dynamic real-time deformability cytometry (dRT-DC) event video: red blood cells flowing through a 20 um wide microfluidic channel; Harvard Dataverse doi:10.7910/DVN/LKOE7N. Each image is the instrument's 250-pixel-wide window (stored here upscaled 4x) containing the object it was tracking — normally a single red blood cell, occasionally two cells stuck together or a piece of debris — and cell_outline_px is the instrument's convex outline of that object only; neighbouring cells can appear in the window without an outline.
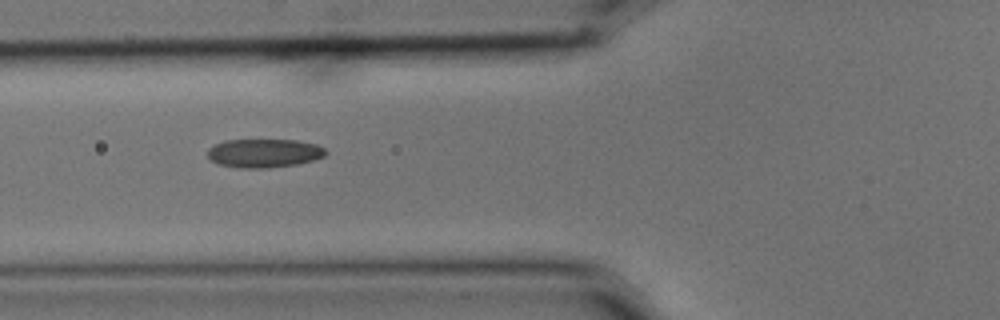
{"species": "common noctule bat (a hibernating species)", "species_latin": "Nyctalus noctula", "temperature_condition": "cold", "stored_images_in_passage": 14, "camera_frame_rate_fps": 3000, "um_per_image_px": 0.085, "animal": {"sex": "male", "body_mass_g": 15.6}, "frame": {"image": 1, "passage_image": 5, "time_ms": 1.333, "image_size_px": [1000, 320], "cell_outline_px": [[328, 152], [324, 156], [312, 160], [296, 164], [268, 168], [240, 168], [216, 164], [208, 156], [208, 148], [224, 140], [296, 140], [316, 144], [324, 148]], "centroid_in_image_um": [22.43, 13.02], "position_along_channel_um": 103.4, "area_um2": 19.71}}
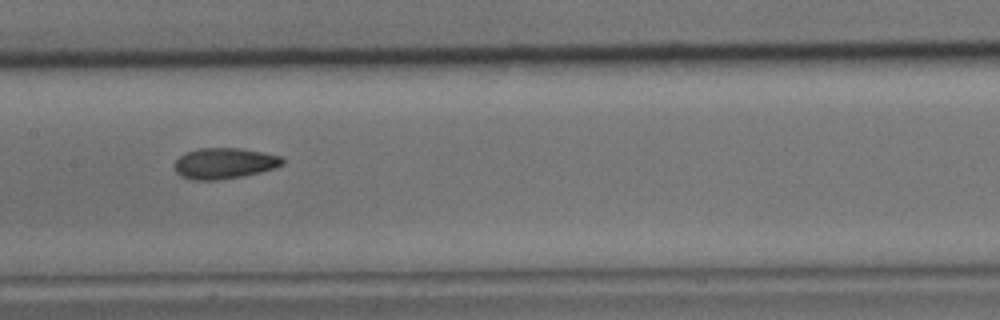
{"frame": {"image": 2, "passage_image": 7, "time_ms": 2.0, "image_size_px": [1000, 320], "cell_outline_px": [[284, 164], [260, 172], [244, 176], [216, 180], [192, 180], [180, 176], [176, 172], [172, 164], [184, 152], [200, 148], [236, 148], [264, 152], [280, 156], [284, 160]], "centroid_in_image_um": [19.02, 13.88], "position_along_channel_um": 188.4, "area_um2": 19.54}}
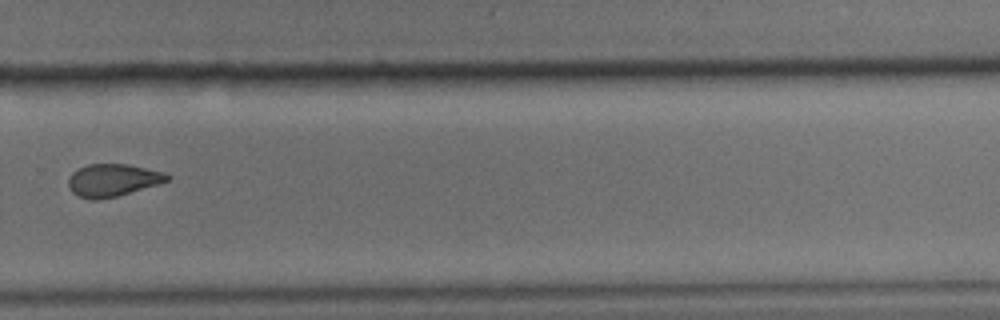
{"frame": {"image": 3, "passage_image": 10, "time_ms": 3.0, "image_size_px": [1000, 320], "cell_outline_px": [[172, 176], [168, 180], [156, 184], [116, 196], [96, 200], [92, 200], [76, 196], [68, 188], [68, 180], [72, 172], [88, 164], [128, 164], [164, 172]], "centroid_in_image_um": [9.54, 15.31], "position_along_channel_um": 320.3, "area_um2": 18.55}}